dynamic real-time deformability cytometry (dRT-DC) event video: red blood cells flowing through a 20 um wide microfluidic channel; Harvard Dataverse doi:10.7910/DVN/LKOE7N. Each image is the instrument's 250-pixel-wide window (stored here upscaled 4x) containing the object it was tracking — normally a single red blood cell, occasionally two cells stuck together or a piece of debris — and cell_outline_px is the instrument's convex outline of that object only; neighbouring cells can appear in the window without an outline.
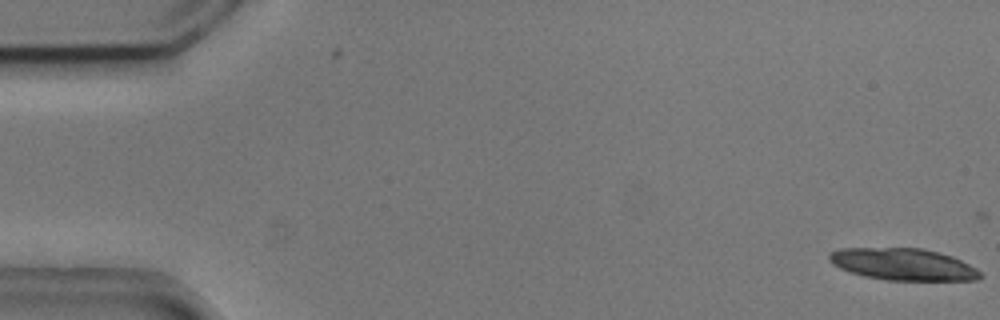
{"species": "common noctule bat (a hibernating species)", "species_latin": "Nyctalus noctula", "temperature_condition": "cold", "stored_images_in_passage": 2, "camera_frame_rate_fps": 3000, "um_per_image_px": 0.085, "animal": {"sex": "male", "body_mass_g": 20.5, "forearm_length_mm": 52.5}, "frame": {"image": 1, "passage_image": 2, "time_ms": 0.333, "image_size_px": [1000, 320], "cell_outline_px": [[984, 276], [980, 280], [884, 280], [864, 276], [840, 268], [832, 264], [828, 260], [828, 252], [840, 248], [924, 248], [952, 256], [976, 268]], "centroid_in_image_um": [76.75, 22.46], "position_along_channel_um": 8.2, "area_um2": 28.21}}